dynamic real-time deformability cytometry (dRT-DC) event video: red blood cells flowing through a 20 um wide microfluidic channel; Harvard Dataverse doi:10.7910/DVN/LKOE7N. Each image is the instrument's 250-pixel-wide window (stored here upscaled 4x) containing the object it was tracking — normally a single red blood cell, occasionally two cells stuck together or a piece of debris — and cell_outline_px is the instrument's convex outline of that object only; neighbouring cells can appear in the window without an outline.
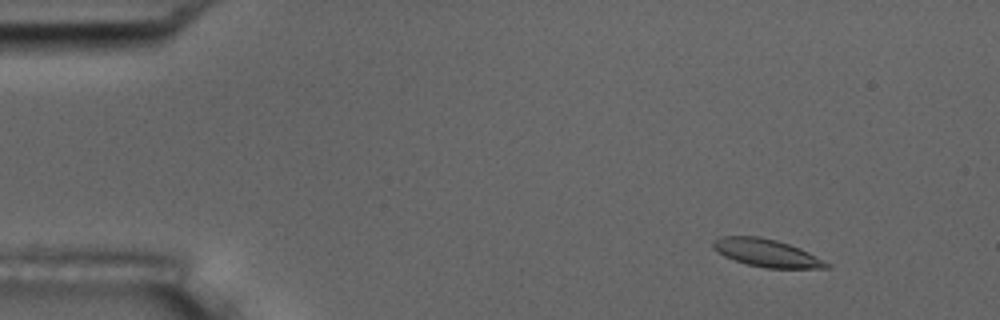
{"species": "common noctule bat (a hibernating species)", "species_latin": "Nyctalus noctula", "temperature_condition": "room temperature", "stored_images_in_passage": 5, "camera_frame_rate_fps": 3000, "um_per_image_px": 0.085, "animal": {"sex": "male", "body_mass_g": 17.5, "forearm_length_mm": 52.3}, "frame": {"image": 1, "passage_image": 1, "time_ms": 0.0, "image_size_px": [1000, 320], "cell_outline_px": [[832, 264], [828, 268], [768, 268], [748, 264], [724, 256], [716, 252], [712, 248], [712, 244], [716, 240], [724, 236], [760, 236], [776, 240], [800, 248]], "centroid_in_image_um": [65.18, 21.5], "position_along_channel_um": 19.8, "area_um2": 18.15}}
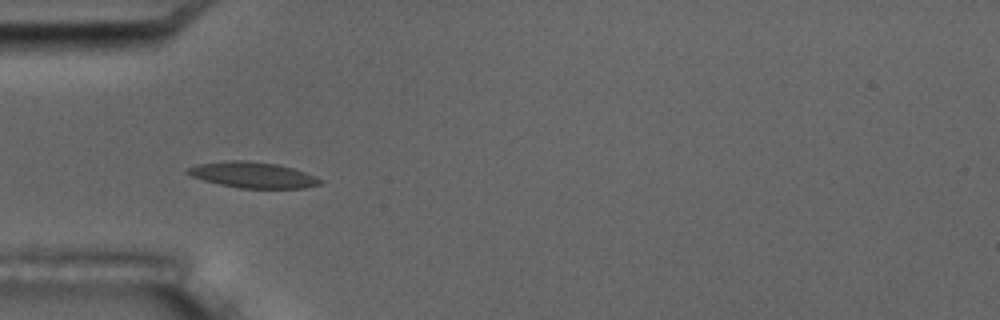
{"frame": {"image": 2, "passage_image": 4, "time_ms": 3.667, "image_size_px": [1000, 320], "cell_outline_px": [[324, 180], [320, 184], [304, 188], [240, 188], [220, 184], [204, 180], [192, 176], [184, 172], [188, 168], [196, 164], [228, 160], [244, 160], [276, 164], [292, 168], [304, 172]], "centroid_in_image_um": [21.47, 14.86], "position_along_channel_um": 63.5, "area_um2": 19.83}}